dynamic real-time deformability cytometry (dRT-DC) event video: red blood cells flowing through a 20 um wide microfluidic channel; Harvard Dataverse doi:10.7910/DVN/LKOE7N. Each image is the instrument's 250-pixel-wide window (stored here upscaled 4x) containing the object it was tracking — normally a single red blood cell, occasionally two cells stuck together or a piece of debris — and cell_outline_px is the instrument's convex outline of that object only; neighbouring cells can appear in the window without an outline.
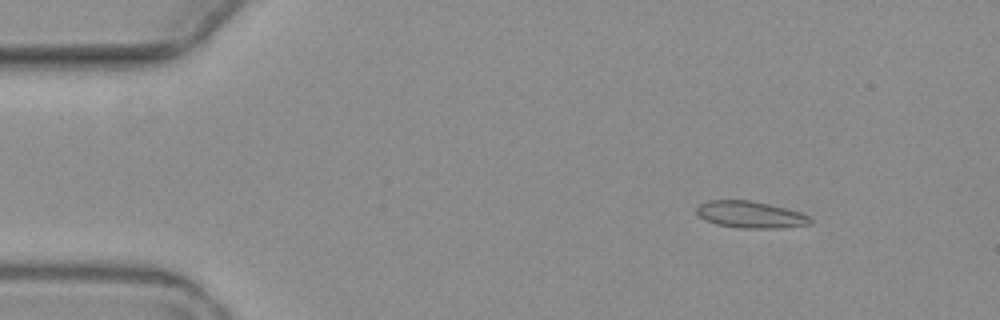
{"species": "common noctule bat (a hibernating species)", "species_latin": "Nyctalus noctula", "temperature_condition": "warm", "stored_images_in_passage": 4, "camera_frame_rate_fps": 3000, "um_per_image_px": 0.085, "animal": {"sex": "female", "body_mass_g": 19.3, "forearm_length_mm": 54.1}, "frame": {"image": 1, "passage_image": 1, "time_ms": 0.0, "image_size_px": [1000, 320], "cell_outline_px": [[812, 224], [780, 228], [740, 228], [716, 224], [700, 216], [696, 212], [696, 208], [700, 204], [708, 200], [752, 200], [788, 208], [804, 212], [812, 220]], "centroid_in_image_um": [63.85, 18.23], "position_along_channel_um": 21.2, "area_um2": 17.92}}
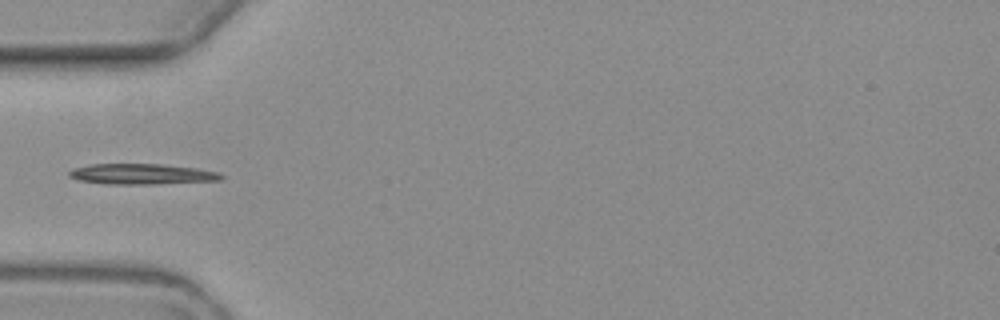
{"frame": {"image": 2, "passage_image": 4, "time_ms": 3.667, "image_size_px": [1000, 320], "cell_outline_px": [[224, 180], [152, 184], [108, 184], [80, 180], [68, 176], [68, 172], [72, 168], [92, 164], [160, 164], [200, 168], [220, 172], [224, 176]], "centroid_in_image_um": [12.11, 14.79], "position_along_channel_um": 72.9, "area_um2": 18.38}}